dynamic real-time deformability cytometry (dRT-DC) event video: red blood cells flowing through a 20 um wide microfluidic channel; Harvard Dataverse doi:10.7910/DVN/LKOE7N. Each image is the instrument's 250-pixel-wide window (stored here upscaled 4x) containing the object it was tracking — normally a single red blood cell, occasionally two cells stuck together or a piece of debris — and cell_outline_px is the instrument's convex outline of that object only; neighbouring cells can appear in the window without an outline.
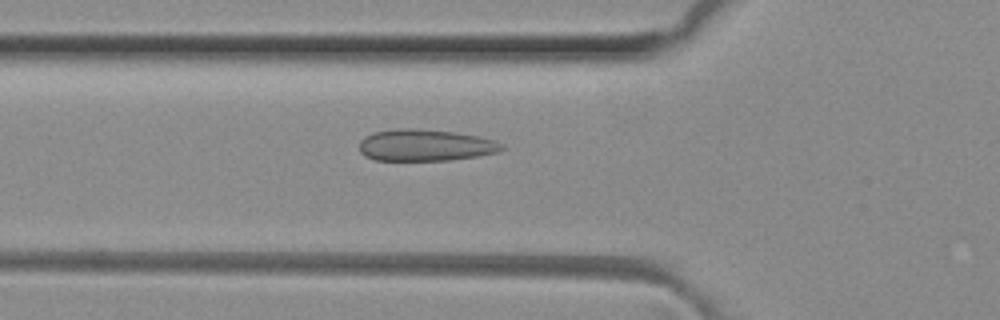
{"species": "common noctule bat (a hibernating species)", "species_latin": "Nyctalus noctula", "temperature_condition": "room temperature", "stored_images_in_passage": 47, "camera_frame_rate_fps": 3000, "um_per_image_px": 0.085, "animal": {"sex": "female", "body_mass_g": 29.2, "forearm_length_mm": 56.3}, "frame": {"image": 1, "passage_image": 17, "time_ms": 5.333, "image_size_px": [1000, 320], "cell_outline_px": [[504, 148], [500, 152], [480, 156], [448, 160], [376, 160], [364, 156], [360, 152], [360, 140], [364, 136], [372, 132], [396, 128], [412, 128], [452, 132], [476, 136], [492, 140], [504, 144]], "centroid_in_image_um": [36.12, 12.34], "position_along_channel_um": 89.7, "area_um2": 26.36}}
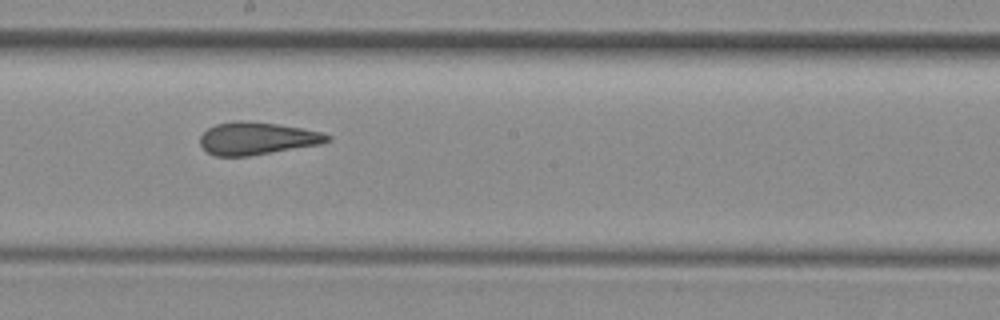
{"frame": {"image": 2, "passage_image": 27, "time_ms": 8.667, "image_size_px": [1000, 320], "cell_outline_px": [[332, 140], [320, 144], [248, 156], [216, 156], [208, 152], [200, 144], [200, 136], [208, 128], [216, 124], [236, 120], [244, 120], [276, 124], [324, 132], [332, 136]], "centroid_in_image_um": [21.86, 11.76], "position_along_channel_um": 226.3, "area_um2": 24.04}}
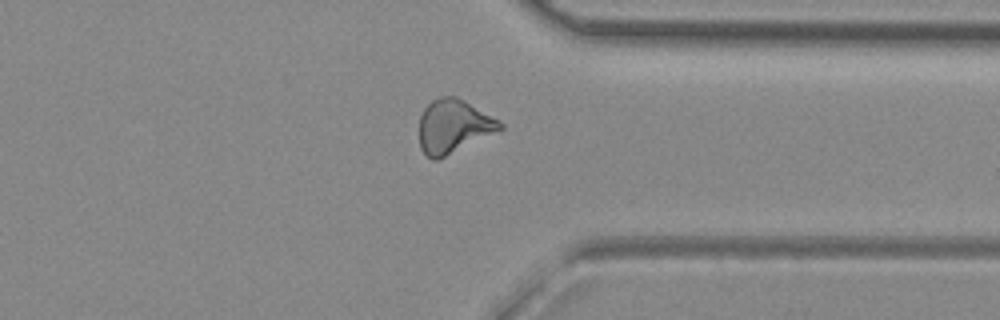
{"frame": {"image": 3, "passage_image": 38, "time_ms": 12.333, "image_size_px": [1000, 320], "cell_outline_px": [[504, 128], [500, 132], [436, 160], [432, 160], [420, 148], [420, 116], [424, 108], [432, 100], [440, 96], [456, 96], [464, 100], [504, 124]], "centroid_in_image_um": [38.56, 10.74], "position_along_channel_um": 372.8, "area_um2": 25.2}, "authors_computed_cell_mechanics": {"area_um2": 25.0274, "velocity_mm_per_s": 4.089, "shape_relaxation_time_tau1_ms": null, "shape_relaxation_time_tau2_ms": 1.443, "deformation_change_tau1": null, "deformation_change_tau2": 0.0849}}